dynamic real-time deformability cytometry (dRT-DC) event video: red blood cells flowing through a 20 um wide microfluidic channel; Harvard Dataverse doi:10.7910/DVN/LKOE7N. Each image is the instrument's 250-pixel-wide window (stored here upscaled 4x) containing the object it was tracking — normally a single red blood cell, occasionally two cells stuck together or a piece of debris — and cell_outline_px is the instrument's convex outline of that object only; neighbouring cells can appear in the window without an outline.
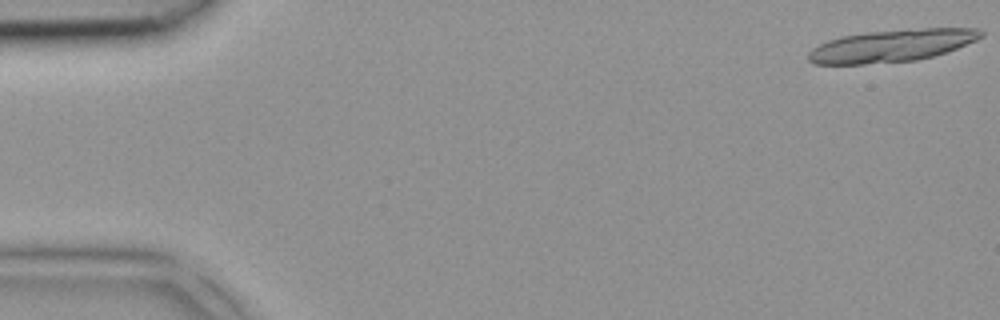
{"species": "common noctule bat (a hibernating species)", "species_latin": "Nyctalus noctula", "temperature_condition": "room temperature", "stored_images_in_passage": 5, "segment_of_instrument_passage": [1, 2], "camera_frame_rate_fps": 3000, "um_per_image_px": 0.085, "animal": {"sex": "female", "body_mass_g": 18.4}, "frame": {"image": 1, "passage_image": 1, "time_ms": 0.0, "image_size_px": [1000, 320], "cell_outline_px": [[984, 36], [976, 40], [956, 48], [932, 56], [916, 60], [864, 64], [812, 64], [808, 60], [808, 52], [812, 48], [828, 40], [840, 36], [864, 32], [908, 28], [980, 28], [984, 32]], "centroid_in_image_um": [75.78, 3.86], "position_along_channel_um": 9.2, "area_um2": 32.71}}